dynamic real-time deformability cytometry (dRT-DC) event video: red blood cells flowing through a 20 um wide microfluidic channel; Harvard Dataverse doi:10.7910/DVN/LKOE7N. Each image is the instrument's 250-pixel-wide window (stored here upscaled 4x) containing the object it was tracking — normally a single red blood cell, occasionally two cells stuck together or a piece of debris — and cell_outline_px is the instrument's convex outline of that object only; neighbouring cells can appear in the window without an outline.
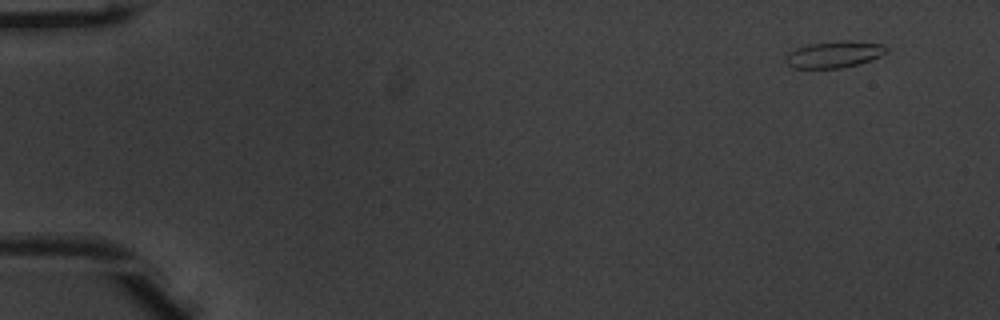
{"species": "common noctule bat (a hibernating species)", "species_latin": "Nyctalus noctula", "temperature_condition": "warm", "stored_images_in_passage": 50, "camera_frame_rate_fps": 3000, "um_per_image_px": 0.085, "animal": {"sex": "male", "body_mass_g": 20.1, "forearm_length_mm": 53.5}, "frame": {"image": 1, "passage_image": 1, "time_ms": 0.0, "image_size_px": [1000, 320], "cell_outline_px": [[888, 52], [880, 56], [856, 64], [840, 68], [792, 68], [784, 60], [788, 52], [796, 48], [808, 44], [840, 40], [852, 40], [884, 44], [888, 48]], "centroid_in_image_um": [70.9, 4.6], "position_along_channel_um": 14.1, "area_um2": 15.72}}
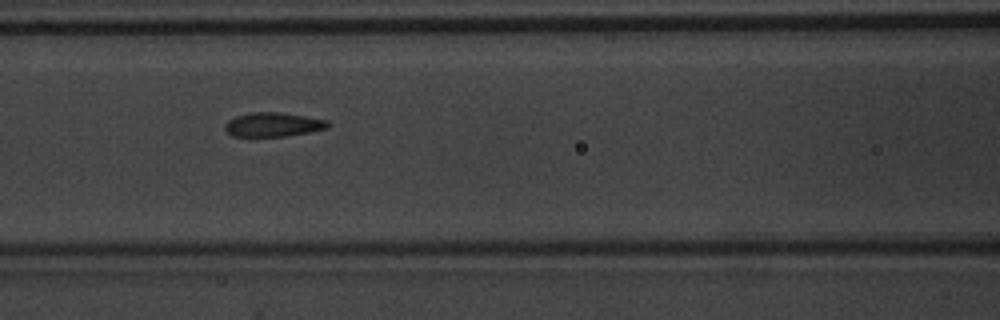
{"frame": {"image": 2, "passage_image": 21, "time_ms": 6.667, "image_size_px": [1000, 320], "cell_outline_px": [[328, 128], [308, 132], [284, 136], [232, 136], [224, 128], [224, 124], [228, 120], [236, 116], [248, 112], [280, 112], [328, 120]], "centroid_in_image_um": [23.18, 10.58], "position_along_channel_um": 143.4, "area_um2": 14.39}}
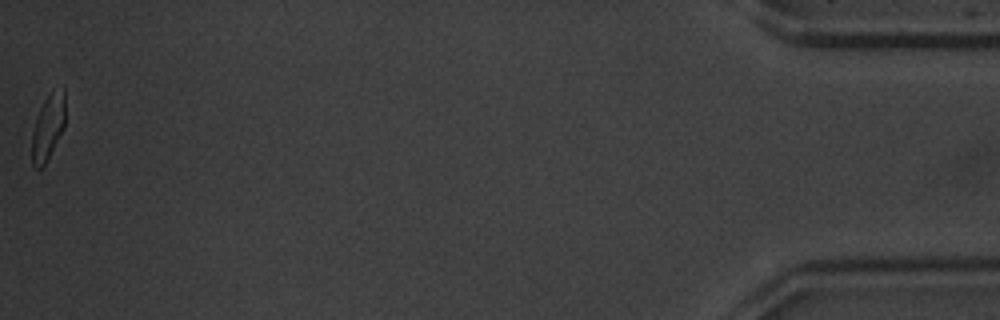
{"frame": {"image": 3, "passage_image": 50, "time_ms": 16.333, "image_size_px": [1000, 320], "cell_outline_px": [[64, 128], [44, 168], [36, 168], [32, 164], [32, 132], [36, 116], [44, 100], [52, 88], [64, 88]], "centroid_in_image_um": [4.07, 10.81], "position_along_channel_um": 431.1, "area_um2": 13.01}, "authors_computed_cell_mechanics": {"area_um2": 14.6523, "velocity_mm_per_s": 3.9032, "shape_relaxation_time_tau1_ms": 3.9752, "shape_relaxation_time_tau2_ms": 0.7466, "deformation_change_tau1": 0.1726, "deformation_change_tau2": 0.0778}}